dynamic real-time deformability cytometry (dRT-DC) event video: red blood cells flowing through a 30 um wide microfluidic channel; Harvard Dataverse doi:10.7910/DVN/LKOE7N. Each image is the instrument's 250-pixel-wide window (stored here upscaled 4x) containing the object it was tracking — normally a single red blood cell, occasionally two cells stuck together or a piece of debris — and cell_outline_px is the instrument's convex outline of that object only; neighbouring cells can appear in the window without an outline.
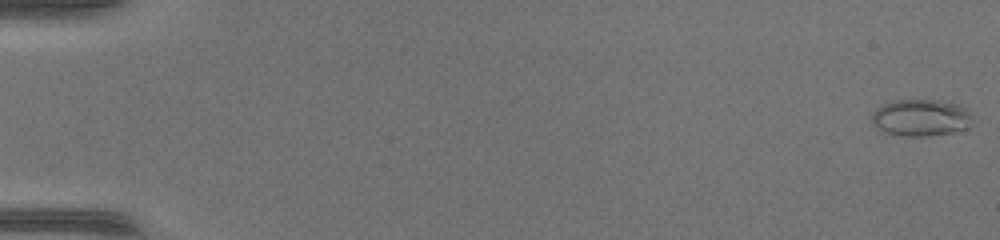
{"species": "common noctule bat (a hibernating species)", "species_latin": "Nyctalus noctula", "temperature_condition": "warm", "stored_images_in_passage": 50, "camera_frame_rate_fps": 3000, "um_per_image_px": 0.085, "animal": {"sex": "female", "body_mass_g": 17.0, "forearm_length_mm": 48.0}, "frame": {"image": 1, "passage_image": 1, "time_ms": 0.0, "image_size_px": [1000, 240], "cell_outline_px": [[972, 128], [952, 132], [928, 136], [904, 136], [884, 132], [872, 120], [872, 112], [880, 104], [892, 100], [940, 100], [956, 104], [964, 108], [972, 116]], "centroid_in_image_um": [78.3, 10.0], "position_along_channel_um": 6.7, "area_um2": 21.73}}
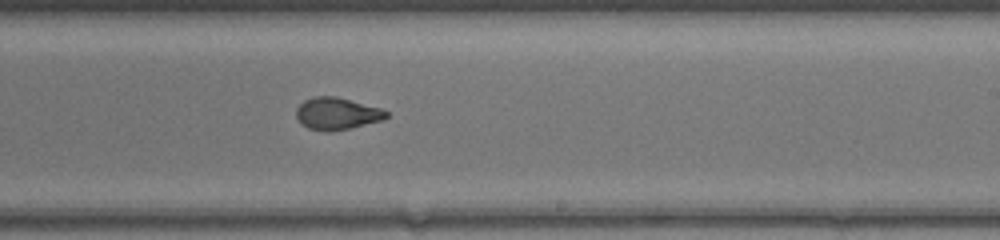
{"frame": {"image": 2, "passage_image": 32, "time_ms": 10.333, "image_size_px": [1000, 240], "cell_outline_px": [[388, 116], [384, 120], [348, 128], [328, 132], [324, 132], [308, 128], [296, 116], [296, 108], [304, 100], [312, 96], [336, 96], [380, 108], [388, 112]], "centroid_in_image_um": [28.63, 9.65], "position_along_channel_um": 260.4, "area_um2": 16.76}}
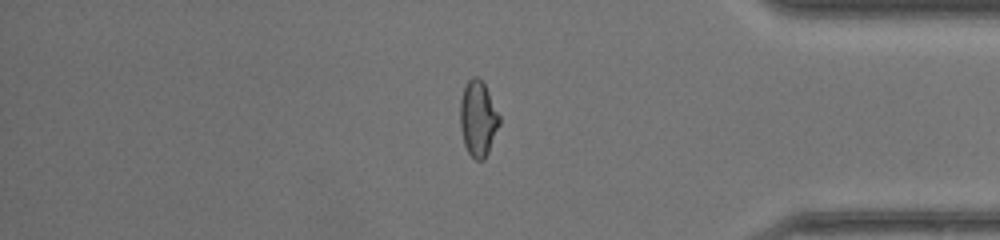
{"frame": {"image": 3, "passage_image": 43, "time_ms": 14.0, "image_size_px": [1000, 240], "cell_outline_px": [[500, 124], [488, 152], [484, 160], [476, 160], [468, 152], [464, 144], [460, 128], [460, 100], [464, 88], [468, 80], [472, 76], [476, 76], [484, 84], [500, 116]], "centroid_in_image_um": [40.63, 10.09], "position_along_channel_um": 394.6, "area_um2": 17.17}, "authors_computed_cell_mechanics": {"area_um2": 17.629, "velocity_mm_per_s": 4.2429, "shape_relaxation_time_tau1_ms": null, "shape_relaxation_time_tau2_ms": 0.8086, "deformation_change_tau1": null, "deformation_change_tau2": 0.0509}}